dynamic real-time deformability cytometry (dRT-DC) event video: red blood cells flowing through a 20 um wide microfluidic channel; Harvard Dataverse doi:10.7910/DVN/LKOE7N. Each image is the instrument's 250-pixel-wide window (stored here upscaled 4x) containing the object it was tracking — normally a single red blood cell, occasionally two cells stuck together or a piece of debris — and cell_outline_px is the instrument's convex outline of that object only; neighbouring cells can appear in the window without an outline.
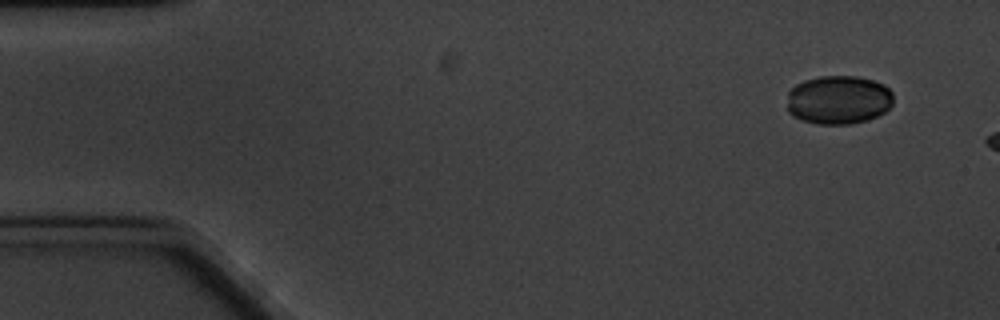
{"species": "common noctule bat (a hibernating species)", "species_latin": "Nyctalus noctula", "temperature_condition": "cold", "stored_images_in_passage": 2, "camera_frame_rate_fps": 3000, "um_per_image_px": 0.085, "animal": {"sex": "male", "body_mass_g": 20.1, "forearm_length_mm": 53.5}, "frame": {"image": 1, "passage_image": 1, "time_ms": 0.0, "image_size_px": [1000, 320], "cell_outline_px": [[892, 104], [884, 112], [868, 120], [848, 124], [816, 124], [792, 116], [788, 112], [788, 92], [796, 84], [804, 80], [820, 76], [856, 76], [872, 80], [884, 84], [892, 92]], "centroid_in_image_um": [71.26, 8.48], "position_along_channel_um": 13.7, "area_um2": 30.23}}